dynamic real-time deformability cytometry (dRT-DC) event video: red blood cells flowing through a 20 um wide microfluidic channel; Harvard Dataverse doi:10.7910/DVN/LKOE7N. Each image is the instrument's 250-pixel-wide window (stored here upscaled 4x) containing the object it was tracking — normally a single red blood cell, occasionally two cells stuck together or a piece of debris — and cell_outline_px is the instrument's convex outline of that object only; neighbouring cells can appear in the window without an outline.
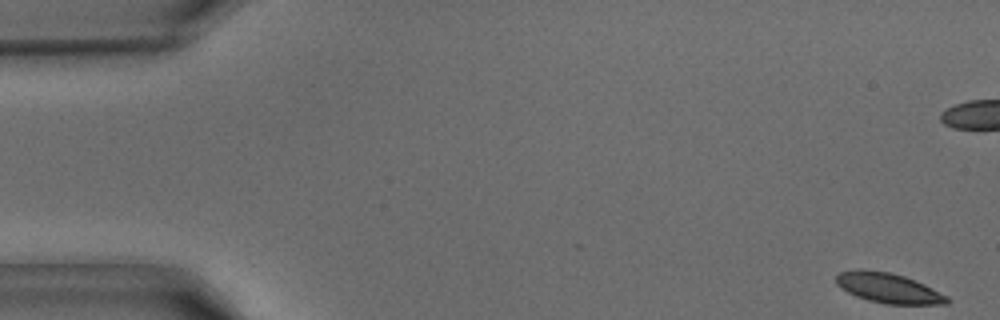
{"species": "common noctule bat (a hibernating species)", "species_latin": "Nyctalus noctula", "temperature_condition": "warm", "stored_images_in_passage": 43, "camera_frame_rate_fps": 3000, "um_per_image_px": 0.085, "animal": {"sex": "male", "body_mass_g": 15.6}, "frame": {"image": 1, "passage_image": 1, "time_ms": 0.0, "image_size_px": [1000, 320], "cell_outline_px": [[948, 304], [884, 304], [868, 300], [856, 296], [840, 288], [836, 284], [836, 276], [840, 272], [860, 268], [864, 268], [888, 272], [904, 276], [924, 284], [948, 296]], "centroid_in_image_um": [75.48, 24.47], "position_along_channel_um": 9.5, "area_um2": 19.42}}
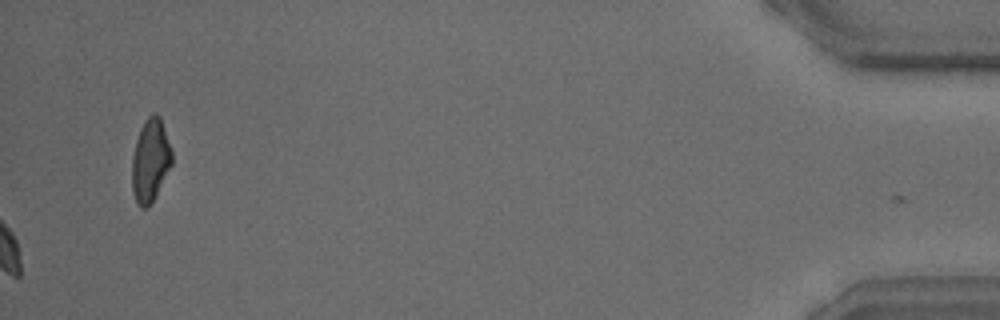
{"frame": {"image": 2, "passage_image": 43, "time_ms": 14.0, "image_size_px": [1000, 320], "cell_outline_px": [[172, 164], [148, 208], [140, 208], [136, 204], [132, 192], [132, 156], [136, 140], [140, 128], [144, 120], [152, 112], [156, 112], [160, 116], [172, 152]], "centroid_in_image_um": [12.76, 13.63], "position_along_channel_um": 422.4, "area_um2": 19.36}}